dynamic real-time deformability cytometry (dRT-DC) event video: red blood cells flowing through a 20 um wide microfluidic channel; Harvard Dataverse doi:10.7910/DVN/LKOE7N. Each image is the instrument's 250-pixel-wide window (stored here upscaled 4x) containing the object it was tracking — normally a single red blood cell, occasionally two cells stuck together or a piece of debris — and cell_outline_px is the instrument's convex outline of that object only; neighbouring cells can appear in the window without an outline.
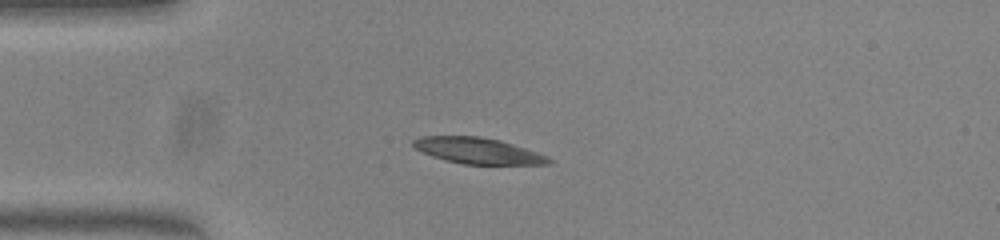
{"species": "common noctule bat (a hibernating species)", "species_latin": "Nyctalus noctula", "temperature_condition": "warm", "stored_images_in_passage": 39, "camera_frame_rate_fps": 3000, "um_per_image_px": 0.085, "animal": {"sex": "female", "body_mass_g": 23.0, "forearm_length_mm": 53.4}, "frame": {"image": 1, "passage_image": 1, "time_ms": 0.0, "image_size_px": [1000, 240], "cell_outline_px": [[552, 160], [548, 164], [464, 164], [444, 160], [432, 156], [416, 148], [412, 144], [412, 140], [420, 136], [480, 136], [500, 140], [548, 156]], "centroid_in_image_um": [40.59, 12.81], "position_along_channel_um": 44.4, "area_um2": 20.35}}
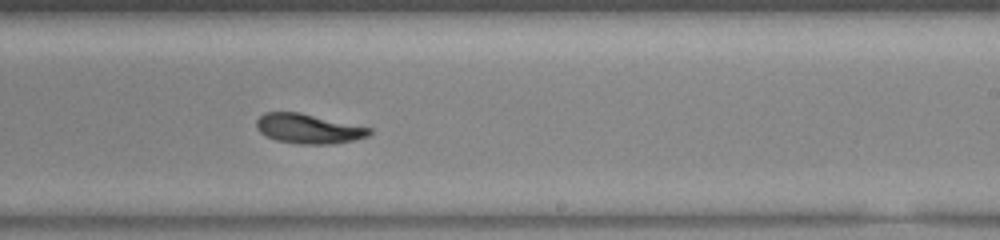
{"frame": {"image": 2, "passage_image": 19, "time_ms": 6.0, "image_size_px": [1000, 240], "cell_outline_px": [[372, 132], [368, 136], [352, 140], [328, 144], [296, 144], [276, 140], [260, 132], [256, 128], [256, 120], [264, 112], [300, 112], [372, 128]], "centroid_in_image_um": [26.2, 10.93], "position_along_channel_um": 262.8, "area_um2": 19.48}}
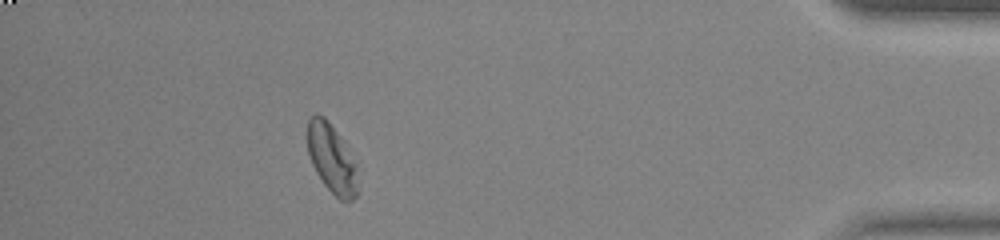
{"frame": {"image": 3, "passage_image": 34, "time_ms": 11.0, "image_size_px": [1000, 240], "cell_outline_px": [[360, 164], [356, 196], [352, 200], [340, 200], [324, 184], [316, 172], [312, 164], [308, 152], [308, 120], [316, 112], [324, 116], [328, 120]], "centroid_in_image_um": [28.25, 13.48], "position_along_channel_um": 406.9, "area_um2": 20.63}, "authors_computed_cell_mechanics": {"area_um2": 20.2878, "velocity_mm_per_s": 3.9695, "shape_relaxation_time_tau1_ms": 2.7271, "shape_relaxation_time_tau2_ms": 3.9867, "deformation_change_tau1": 0.1388, "deformation_change_tau2": 0.0776}}